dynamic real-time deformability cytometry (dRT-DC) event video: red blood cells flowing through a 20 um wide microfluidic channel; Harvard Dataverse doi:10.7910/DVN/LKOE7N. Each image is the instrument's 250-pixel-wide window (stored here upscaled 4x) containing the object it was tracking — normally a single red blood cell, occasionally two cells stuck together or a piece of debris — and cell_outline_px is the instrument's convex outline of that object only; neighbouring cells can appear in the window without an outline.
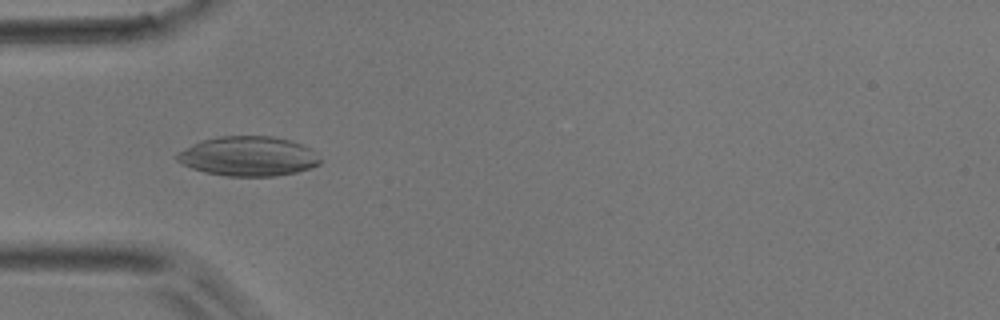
{"species": "common noctule bat (a hibernating species)", "species_latin": "Nyctalus noctula", "temperature_condition": "room temperature", "stored_images_in_passage": 47, "camera_frame_rate_fps": 3000, "um_per_image_px": 0.085, "animal": {"sex": "male", "body_mass_g": 17.9}, "frame": {"image": 1, "passage_image": 14, "time_ms": 4.333, "image_size_px": [1000, 320], "cell_outline_px": [[320, 164], [312, 168], [296, 172], [276, 176], [224, 176], [204, 172], [192, 168], [176, 160], [176, 152], [204, 140], [220, 136], [272, 136], [288, 140], [312, 148], [316, 152], [320, 160]], "centroid_in_image_um": [21.13, 13.29], "position_along_channel_um": 63.9, "area_um2": 33.0}}
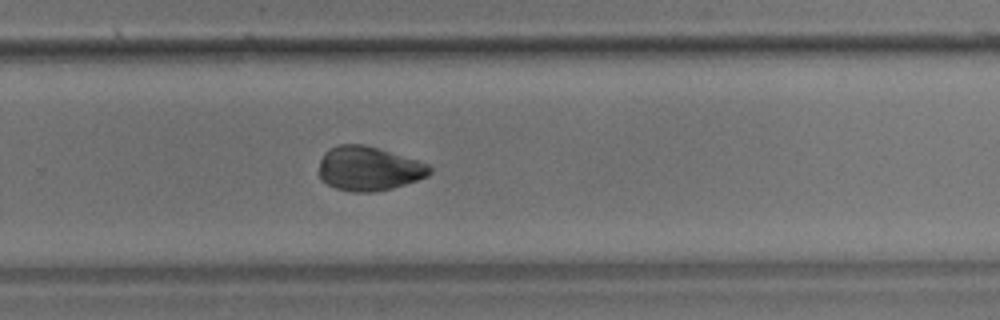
{"frame": {"image": 2, "passage_image": 31, "time_ms": 10.0, "image_size_px": [1000, 320], "cell_outline_px": [[432, 172], [428, 176], [392, 188], [372, 192], [352, 192], [336, 188], [328, 184], [320, 176], [320, 160], [324, 152], [328, 148], [340, 144], [364, 144], [416, 160], [428, 164], [432, 168]], "centroid_in_image_um": [31.33, 14.32], "position_along_channel_um": 298.5, "area_um2": 28.26}}
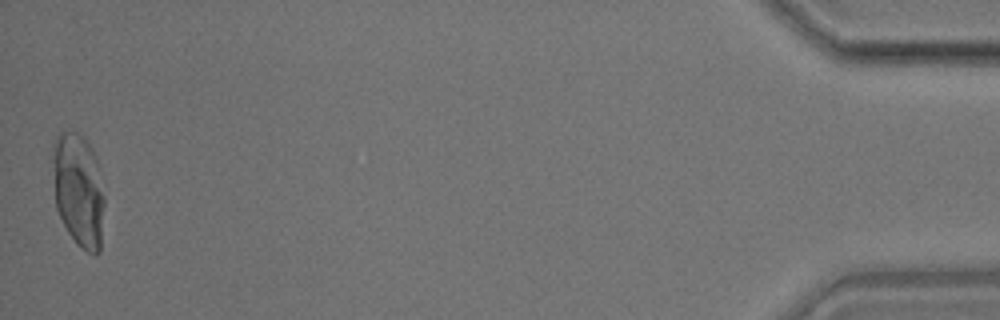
{"frame": {"image": 3, "passage_image": 47, "time_ms": 15.333, "image_size_px": [1000, 320], "cell_outline_px": [[104, 204], [100, 252], [96, 256], [80, 248], [76, 244], [68, 232], [56, 208], [52, 160], [52, 144], [56, 136], [60, 132], [80, 132], [84, 136], [92, 148], [96, 156], [104, 196]], "centroid_in_image_um": [6.67, 16.14], "position_along_channel_um": 428.5, "area_um2": 34.68}}